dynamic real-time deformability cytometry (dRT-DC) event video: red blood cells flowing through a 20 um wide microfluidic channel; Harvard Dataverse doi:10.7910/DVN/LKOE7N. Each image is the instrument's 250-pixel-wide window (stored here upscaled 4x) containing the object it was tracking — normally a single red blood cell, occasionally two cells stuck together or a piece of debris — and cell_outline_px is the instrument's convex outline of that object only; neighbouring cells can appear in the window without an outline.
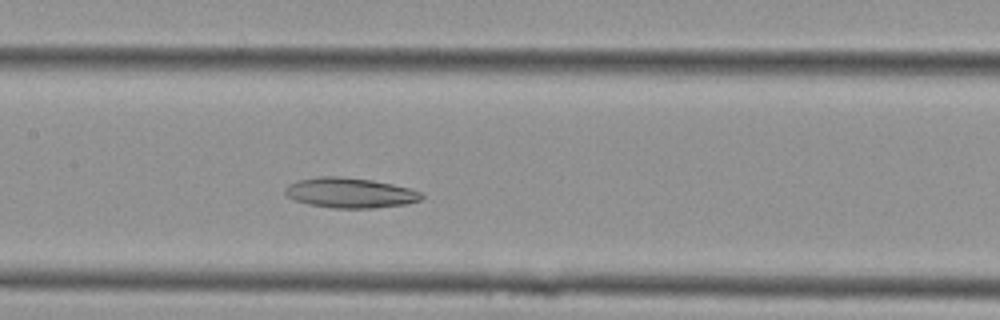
{"species": "Egyptian fruit bat (a non-hibernating species)", "species_latin": "Rousettus aegyptiacus", "temperature_condition": "cold", "stored_images_in_passage": 17, "camera_frame_rate_fps": 3000, "um_per_image_px": 0.085, "animal": {"sex": "female"}, "frame": {"image": 1, "passage_image": 10, "time_ms": 3.0, "image_size_px": [1000, 320], "cell_outline_px": [[424, 196], [420, 200], [404, 204], [372, 208], [332, 208], [308, 204], [296, 200], [288, 196], [284, 192], [284, 188], [288, 184], [296, 180], [316, 176], [340, 176], [372, 180], [392, 184], [408, 188], [420, 192]], "centroid_in_image_um": [29.7, 16.38], "position_along_channel_um": 177.7, "area_um2": 23.93}}
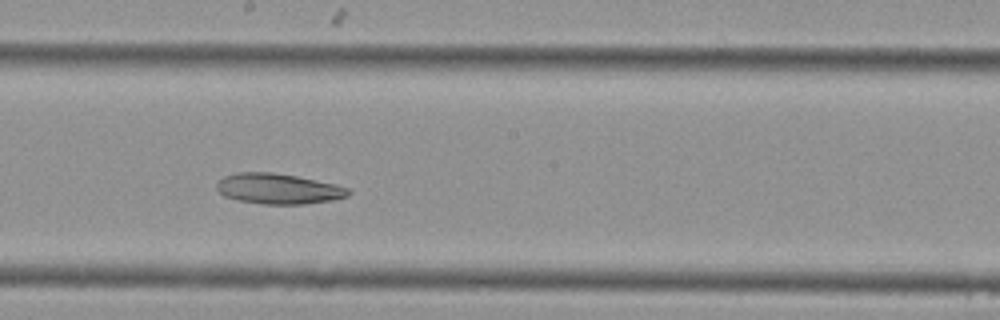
{"frame": {"image": 2, "passage_image": 12, "time_ms": 3.667, "image_size_px": [1000, 320], "cell_outline_px": [[352, 192], [348, 196], [332, 200], [304, 204], [264, 204], [240, 200], [224, 196], [216, 188], [216, 184], [224, 176], [236, 172], [272, 172], [296, 176], [336, 184], [348, 188]], "centroid_in_image_um": [23.67, 16.04], "position_along_channel_um": 224.5, "area_um2": 23.29}}